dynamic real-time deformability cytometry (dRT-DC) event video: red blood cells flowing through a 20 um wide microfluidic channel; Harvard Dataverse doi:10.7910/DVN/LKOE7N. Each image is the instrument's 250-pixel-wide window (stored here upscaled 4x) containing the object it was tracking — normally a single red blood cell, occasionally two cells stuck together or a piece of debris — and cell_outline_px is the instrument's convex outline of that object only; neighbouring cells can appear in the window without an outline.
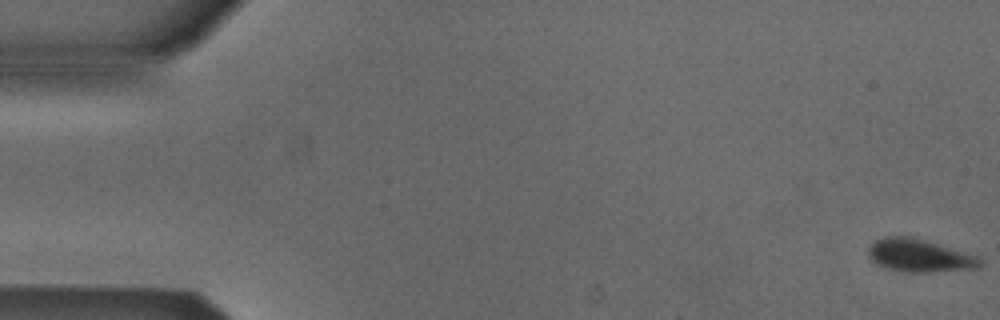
{"species": "Egyptian fruit bat (a non-hibernating species)", "species_latin": "Rousettus aegyptiacus", "temperature_condition": "cold", "stored_images_in_passage": 54, "camera_frame_rate_fps": 3000, "um_per_image_px": 0.085, "animal": {"sex": "male"}, "frame": {"image": 1, "passage_image": 1, "time_ms": 0.0, "image_size_px": [1000, 320], "cell_outline_px": [[984, 264], [976, 268], [928, 272], [908, 272], [888, 268], [872, 260], [868, 252], [868, 248], [876, 240], [884, 236], [912, 236], [976, 256], [984, 260]], "centroid_in_image_um": [78.17, 21.71], "position_along_channel_um": 6.8, "area_um2": 20.98}}
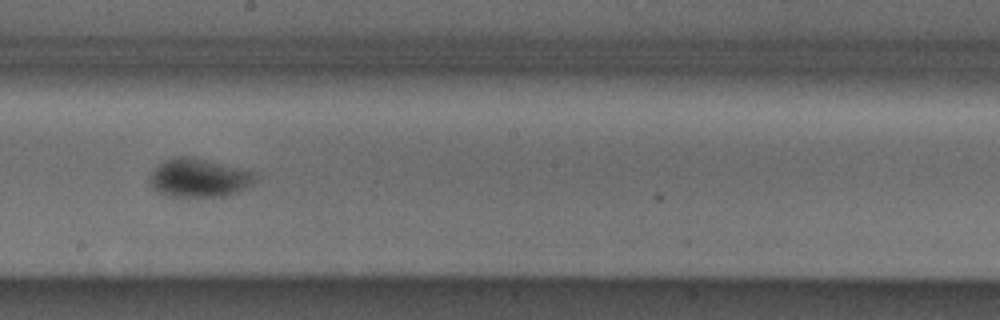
{"frame": {"image": 2, "passage_image": 30, "time_ms": 9.667, "image_size_px": [1000, 320], "cell_outline_px": [[256, 180], [248, 188], [224, 196], [172, 196], [156, 192], [148, 184], [148, 176], [164, 160], [176, 156], [192, 156], [256, 172]], "centroid_in_image_um": [16.9, 15.11], "position_along_channel_um": 231.3, "area_um2": 23.87}}
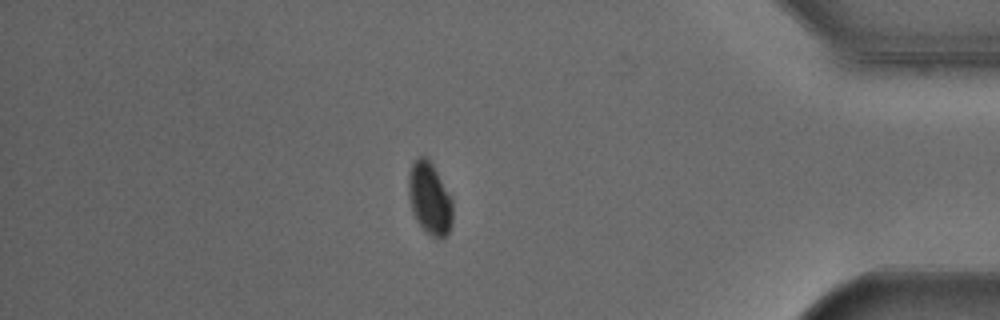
{"frame": {"image": 3, "passage_image": 46, "time_ms": 15.0, "image_size_px": [1000, 320], "cell_outline_px": [[452, 224], [448, 232], [440, 240], [424, 232], [416, 220], [408, 196], [408, 172], [412, 164], [420, 156], [424, 156], [432, 164], [452, 200]], "centroid_in_image_um": [36.5, 16.91], "position_along_channel_um": 398.7, "area_um2": 18.44}, "authors_computed_cell_mechanics": {"area_um2": 21.7906, "velocity_mm_per_s": 3.8489, "shape_relaxation_time_tau1_ms": 4.2468, "shape_relaxation_time_tau2_ms": null, "deformation_change_tau1": 0.0574, "deformation_change_tau2": null}}